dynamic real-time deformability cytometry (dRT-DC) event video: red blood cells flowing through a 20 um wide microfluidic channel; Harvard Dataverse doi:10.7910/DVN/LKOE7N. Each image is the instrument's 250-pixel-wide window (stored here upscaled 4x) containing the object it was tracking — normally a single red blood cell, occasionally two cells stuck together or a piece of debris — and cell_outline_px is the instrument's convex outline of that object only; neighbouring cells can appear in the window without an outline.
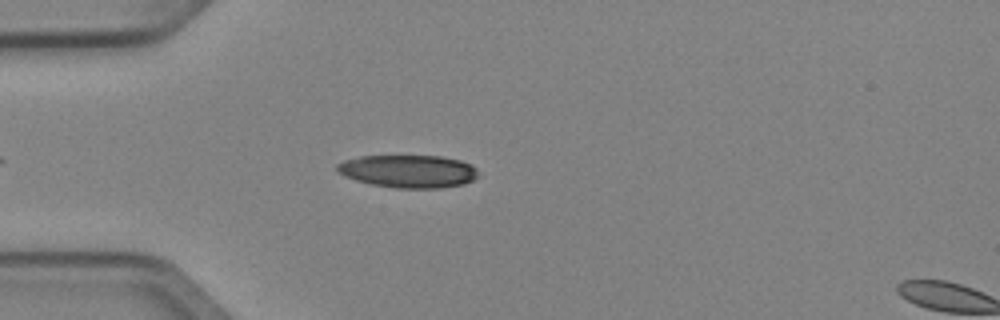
{"species": "Egyptian fruit bat (a non-hibernating species)", "species_latin": "Rousettus aegyptiacus", "temperature_condition": "cold", "stored_images_in_passage": 8, "camera_frame_rate_fps": 3000, "um_per_image_px": 0.085, "animal": {"sex": "female"}, "frame": {"image": 1, "passage_image": 6, "time_ms": 1.667, "image_size_px": [1000, 320], "cell_outline_px": [[480, 176], [464, 184], [440, 188], [396, 188], [372, 184], [356, 180], [344, 176], [336, 172], [336, 164], [344, 160], [360, 156], [440, 156], [460, 160], [472, 164], [476, 168]], "centroid_in_image_um": [34.72, 14.55], "position_along_channel_um": 50.3, "area_um2": 27.17}}